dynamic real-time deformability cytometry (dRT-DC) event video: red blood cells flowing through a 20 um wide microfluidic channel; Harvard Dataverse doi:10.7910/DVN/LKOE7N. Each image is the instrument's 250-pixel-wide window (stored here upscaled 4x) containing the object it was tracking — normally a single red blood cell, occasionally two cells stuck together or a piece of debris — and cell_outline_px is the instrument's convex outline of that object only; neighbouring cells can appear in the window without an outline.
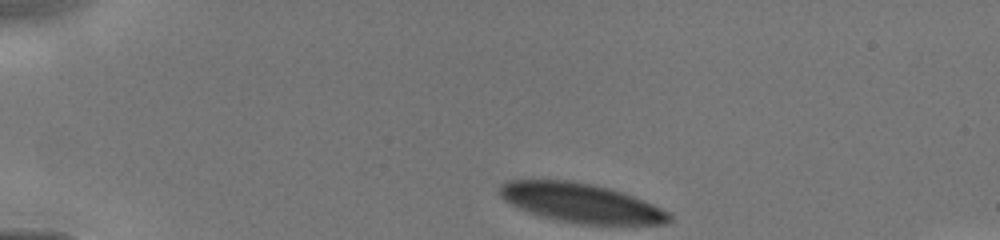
{"species": "human", "species_latin": "Homo sapiens", "temperature_condition": "cold", "stored_images_in_passage": 5, "camera_frame_rate_fps": 3000, "um_per_image_px": 0.085, "donor": {"sex": "male"}, "frame": {"image": 1, "passage_image": 1, "time_ms": 0.0, "image_size_px": [1000, 240], "cell_outline_px": [[672, 220], [668, 224], [576, 224], [556, 220], [520, 208], [504, 200], [500, 196], [500, 184], [508, 180], [572, 180], [592, 184], [608, 188], [644, 200], [668, 212], [672, 216]], "centroid_in_image_um": [49.4, 17.25], "position_along_channel_um": 35.6, "area_um2": 38.44}}
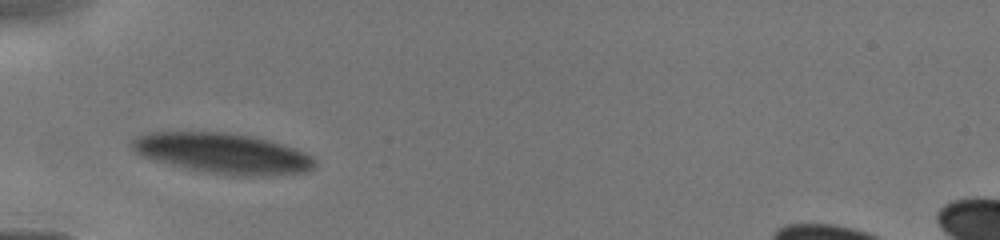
{"frame": {"image": 2, "passage_image": 4, "time_ms": 2.0, "image_size_px": [1000, 240], "cell_outline_px": [[316, 164], [308, 172], [256, 176], [232, 176], [208, 172], [188, 168], [140, 156], [132, 148], [132, 140], [136, 136], [148, 132], [228, 132], [252, 136], [272, 140], [284, 144], [304, 152], [312, 156], [316, 160]], "centroid_in_image_um": [18.98, 13.02], "position_along_channel_um": 66.0, "area_um2": 43.06}}